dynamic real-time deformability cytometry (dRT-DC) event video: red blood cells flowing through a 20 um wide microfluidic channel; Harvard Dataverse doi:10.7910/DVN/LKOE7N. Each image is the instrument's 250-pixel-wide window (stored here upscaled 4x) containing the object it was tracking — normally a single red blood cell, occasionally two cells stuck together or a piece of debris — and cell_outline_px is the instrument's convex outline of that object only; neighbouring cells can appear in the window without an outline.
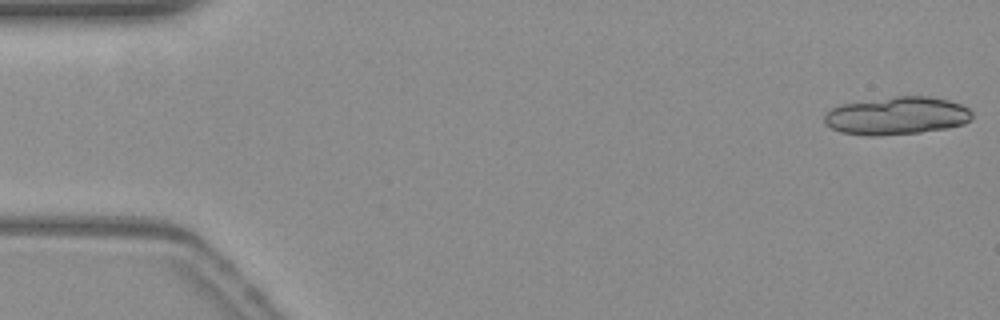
{"species": "common noctule bat (a hibernating species)", "species_latin": "Nyctalus noctula", "temperature_condition": "warm", "stored_images_in_passage": 16, "camera_frame_rate_fps": 3000, "um_per_image_px": 0.085, "animal": {"sex": "female", "body_mass_g": 19.3, "forearm_length_mm": 54.1}, "frame": {"image": 1, "passage_image": 1, "time_ms": 0.0, "image_size_px": [1000, 320], "cell_outline_px": [[972, 116], [964, 124], [944, 128], [920, 132], [840, 132], [832, 128], [824, 120], [824, 116], [832, 108], [840, 104], [896, 96], [928, 96], [948, 100], [960, 104], [968, 108], [972, 112]], "centroid_in_image_um": [76.29, 9.77], "position_along_channel_um": 8.7, "area_um2": 31.1}}